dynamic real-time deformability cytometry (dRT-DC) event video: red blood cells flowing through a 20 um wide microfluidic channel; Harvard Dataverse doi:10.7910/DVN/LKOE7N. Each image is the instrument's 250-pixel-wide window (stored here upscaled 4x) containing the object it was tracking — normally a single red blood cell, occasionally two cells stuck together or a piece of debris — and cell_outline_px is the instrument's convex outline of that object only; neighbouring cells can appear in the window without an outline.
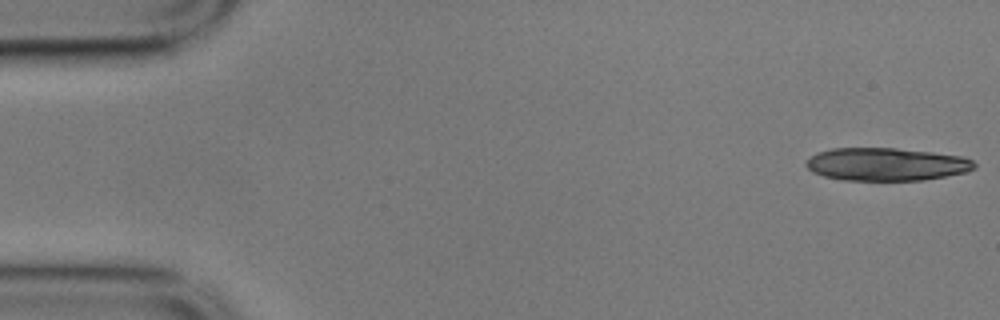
{"species": "common noctule bat (a hibernating species)", "species_latin": "Nyctalus noctula", "temperature_condition": "cold", "stored_images_in_passage": 15, "camera_frame_rate_fps": 3000, "um_per_image_px": 0.085, "animal": {"sex": "male", "body_mass_g": 17.9}, "frame": {"image": 1, "passage_image": 1, "time_ms": 0.0, "image_size_px": [1000, 320], "cell_outline_px": [[976, 168], [964, 172], [924, 180], [844, 180], [824, 176], [812, 172], [804, 164], [816, 152], [832, 148], [896, 148], [932, 152], [964, 156], [972, 160], [976, 164]], "centroid_in_image_um": [75.34, 13.95], "position_along_channel_um": 9.7, "area_um2": 32.25}}